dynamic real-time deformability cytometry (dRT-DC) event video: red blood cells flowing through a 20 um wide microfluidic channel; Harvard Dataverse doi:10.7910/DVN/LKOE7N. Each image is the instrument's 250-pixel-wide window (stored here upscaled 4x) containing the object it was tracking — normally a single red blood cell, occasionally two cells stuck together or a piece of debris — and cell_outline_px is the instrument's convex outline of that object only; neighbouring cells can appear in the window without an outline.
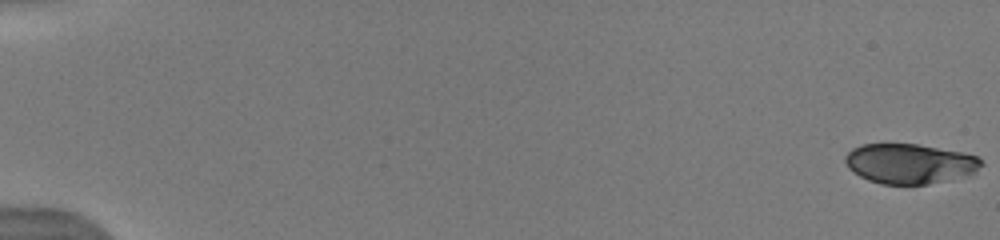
{"species": "human", "species_latin": "Homo sapiens", "temperature_condition": "warm", "stored_images_in_passage": 30, "camera_frame_rate_fps": 3000, "um_per_image_px": 0.085, "donor": {"sex": "male"}, "frame": {"image": 1, "passage_image": 1, "time_ms": 0.0, "image_size_px": [1000, 240], "cell_outline_px": [[984, 164], [968, 176], [928, 184], [880, 184], [868, 180], [860, 176], [848, 168], [844, 160], [844, 156], [852, 148], [864, 144], [916, 144], [960, 152], [976, 156]], "centroid_in_image_um": [77.3, 13.92], "position_along_channel_um": 7.7, "area_um2": 31.56}}
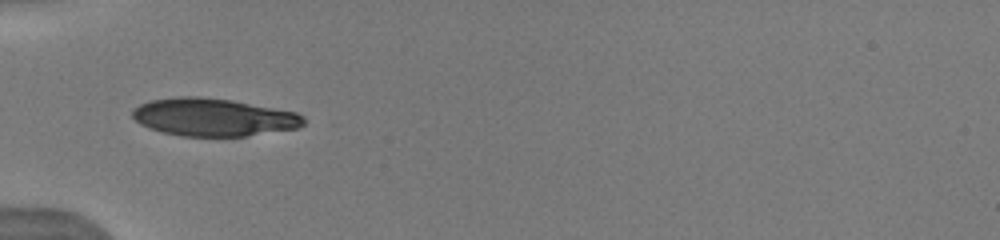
{"frame": {"image": 2, "passage_image": 12, "time_ms": 6.0, "image_size_px": [1000, 240], "cell_outline_px": [[304, 124], [300, 128], [244, 136], [184, 136], [164, 132], [140, 124], [132, 116], [132, 108], [140, 104], [152, 100], [180, 96], [200, 96], [232, 100], [296, 112], [304, 116]], "centroid_in_image_um": [18.16, 9.95], "position_along_channel_um": 66.8, "area_um2": 37.57}}
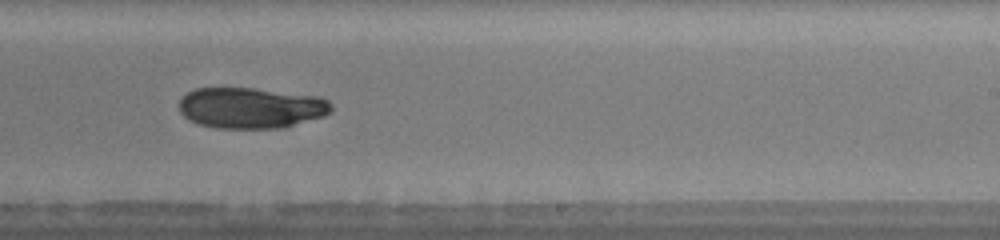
{"frame": {"image": 3, "passage_image": 25, "time_ms": 11.0, "image_size_px": [1000, 240], "cell_outline_px": [[332, 112], [324, 116], [284, 128], [216, 128], [200, 124], [188, 120], [180, 112], [180, 100], [188, 92], [196, 88], [252, 88], [320, 96], [328, 100], [332, 104]], "centroid_in_image_um": [21.37, 9.17], "position_along_channel_um": 267.6, "area_um2": 36.41}, "authors_computed_cell_mechanics": {"area_um2": 36.3562, "velocity_mm_per_s": 4.098, "shape_relaxation_time_tau1_ms": 8.3545, "shape_relaxation_time_tau2_ms": 3.7005, "deformation_change_tau1": 0.1329, "deformation_change_tau2": 0.0286}}